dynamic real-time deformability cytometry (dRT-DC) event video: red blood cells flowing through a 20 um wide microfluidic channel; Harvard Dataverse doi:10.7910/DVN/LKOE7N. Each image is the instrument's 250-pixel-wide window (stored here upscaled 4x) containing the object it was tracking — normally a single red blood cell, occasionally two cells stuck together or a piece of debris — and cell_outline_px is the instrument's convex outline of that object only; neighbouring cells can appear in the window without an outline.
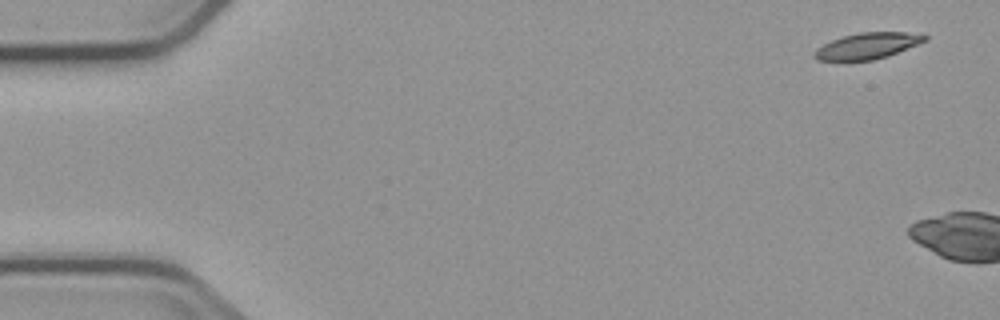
{"species": "common noctule bat (a hibernating species)", "species_latin": "Nyctalus noctula", "temperature_condition": "cold", "stored_images_in_passage": 3, "camera_frame_rate_fps": 3000, "um_per_image_px": 0.085, "animal": {"sex": "male", "body_mass_g": 23.1, "forearm_length_mm": 52.7}, "frame": {"image": 1, "passage_image": 1, "time_ms": 0.0, "image_size_px": [1000, 320], "cell_outline_px": [[928, 40], [888, 56], [872, 60], [816, 60], [812, 56], [812, 52], [816, 48], [832, 40], [844, 36], [860, 32], [908, 32], [928, 36]], "centroid_in_image_um": [73.72, 3.9], "position_along_channel_um": 11.3, "area_um2": 16.76}}